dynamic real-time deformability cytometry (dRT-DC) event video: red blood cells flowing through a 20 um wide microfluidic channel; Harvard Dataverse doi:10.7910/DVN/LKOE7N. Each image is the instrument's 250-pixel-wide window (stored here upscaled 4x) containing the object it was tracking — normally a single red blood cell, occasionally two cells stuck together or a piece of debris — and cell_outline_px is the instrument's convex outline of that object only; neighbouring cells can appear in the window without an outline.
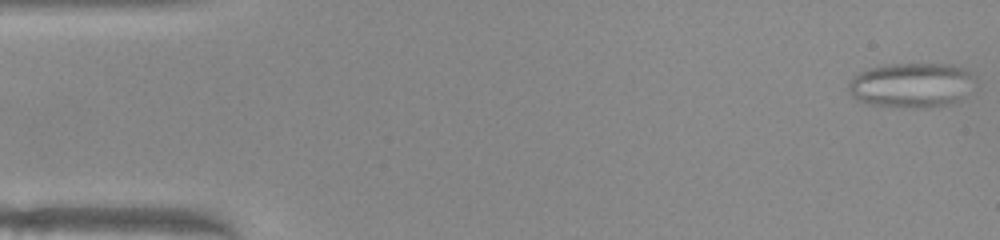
{"species": "common noctule bat (a hibernating species)", "species_latin": "Nyctalus noctula", "temperature_condition": "warm", "stored_images_in_passage": 50, "camera_frame_rate_fps": 3000, "um_per_image_px": 0.085, "animal": {"sex": "female", "body_mass_g": 22.0, "forearm_length_mm": 56.7}, "frame": {"image": 1, "passage_image": 1, "time_ms": 0.0, "image_size_px": [1000, 240], "cell_outline_px": [[968, 76], [960, 100], [952, 104], [932, 108], [892, 108], [868, 104], [856, 100], [848, 92], [848, 84], [852, 76], [868, 68], [884, 64], [952, 64], [964, 68], [968, 72]], "centroid_in_image_um": [77.29, 7.26], "position_along_channel_um": 7.7, "area_um2": 32.83}}
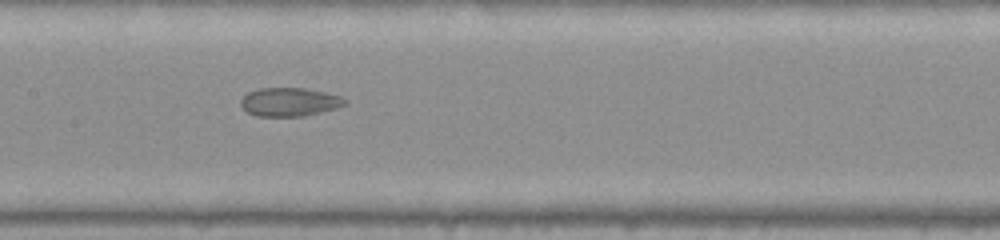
{"frame": {"image": 2, "passage_image": 24, "time_ms": 7.667, "image_size_px": [1000, 240], "cell_outline_px": [[348, 104], [336, 108], [304, 116], [256, 116], [248, 112], [240, 104], [240, 100], [248, 92], [260, 88], [304, 88], [324, 92], [340, 96], [348, 100]], "centroid_in_image_um": [24.62, 8.66], "position_along_channel_um": 182.8, "area_um2": 17.28}}
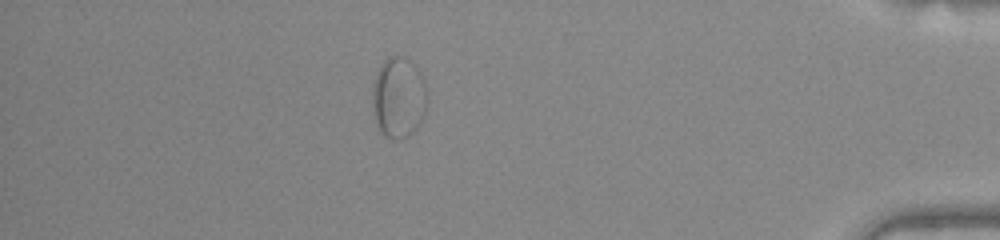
{"frame": {"image": 3, "passage_image": 44, "time_ms": 14.333, "image_size_px": [1000, 240], "cell_outline_px": [[428, 100], [424, 112], [416, 128], [412, 132], [400, 140], [392, 140], [384, 136], [380, 132], [376, 124], [372, 104], [372, 84], [380, 64], [388, 56], [404, 56], [412, 60], [420, 72], [428, 88]], "centroid_in_image_um": [33.87, 8.26], "position_along_channel_um": 401.3, "area_um2": 26.47}}